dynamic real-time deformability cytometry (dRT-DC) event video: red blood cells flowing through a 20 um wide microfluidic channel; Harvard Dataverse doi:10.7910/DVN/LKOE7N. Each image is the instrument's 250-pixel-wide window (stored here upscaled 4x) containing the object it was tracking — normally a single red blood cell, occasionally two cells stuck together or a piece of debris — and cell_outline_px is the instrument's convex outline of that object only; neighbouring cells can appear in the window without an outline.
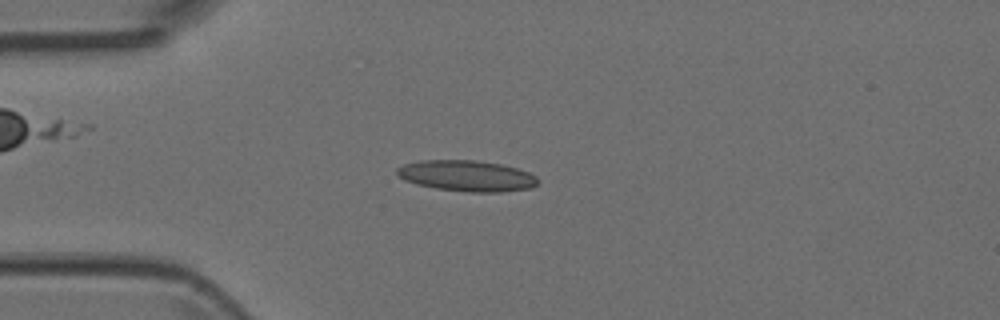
{"species": "Egyptian fruit bat (a non-hibernating species)", "species_latin": "Rousettus aegyptiacus", "temperature_condition": "room temperature", "stored_images_in_passage": 4, "camera_frame_rate_fps": 3000, "um_per_image_px": 0.085, "animal": {"sex": "female"}, "frame": {"image": 1, "passage_image": 3, "time_ms": 0.667, "image_size_px": [1000, 320], "cell_outline_px": [[540, 180], [532, 188], [500, 192], [468, 192], [436, 188], [416, 184], [404, 180], [396, 172], [396, 168], [404, 164], [420, 160], [476, 160], [500, 164], [516, 168], [528, 172], [536, 176]], "centroid_in_image_um": [39.68, 14.94], "position_along_channel_um": 45.3, "area_um2": 25.43}}